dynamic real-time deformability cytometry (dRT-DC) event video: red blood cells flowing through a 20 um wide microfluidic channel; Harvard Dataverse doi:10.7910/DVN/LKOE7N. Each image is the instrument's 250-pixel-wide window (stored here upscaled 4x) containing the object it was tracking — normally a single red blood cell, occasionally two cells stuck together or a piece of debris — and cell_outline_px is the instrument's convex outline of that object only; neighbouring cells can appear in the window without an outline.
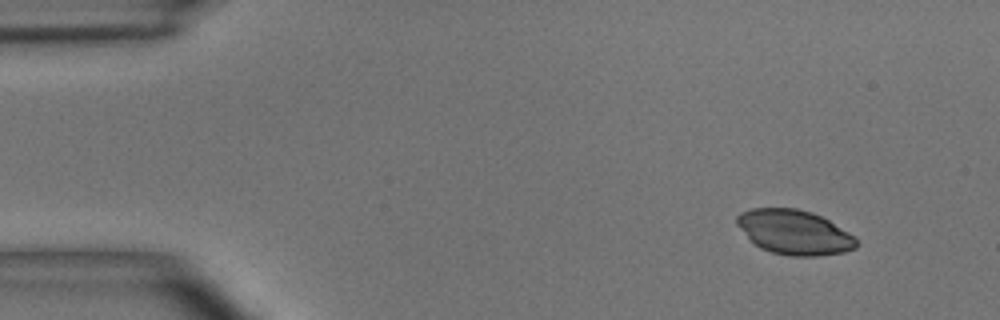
{"species": "common noctule bat (a hibernating species)", "species_latin": "Nyctalus noctula", "temperature_condition": "room temperature", "stored_images_in_passage": 7, "camera_frame_rate_fps": 3000, "um_per_image_px": 0.085, "animal": {"sex": "male", "body_mass_g": 15.6}, "frame": {"image": 1, "passage_image": 1, "time_ms": 0.0, "image_size_px": [1000, 320], "cell_outline_px": [[860, 244], [856, 248], [844, 252], [816, 256], [788, 256], [772, 252], [760, 248], [736, 224], [736, 216], [740, 212], [752, 208], [796, 208], [812, 212], [828, 220], [856, 236]], "centroid_in_image_um": [67.55, 19.74], "position_along_channel_um": 17.4, "area_um2": 31.1}}